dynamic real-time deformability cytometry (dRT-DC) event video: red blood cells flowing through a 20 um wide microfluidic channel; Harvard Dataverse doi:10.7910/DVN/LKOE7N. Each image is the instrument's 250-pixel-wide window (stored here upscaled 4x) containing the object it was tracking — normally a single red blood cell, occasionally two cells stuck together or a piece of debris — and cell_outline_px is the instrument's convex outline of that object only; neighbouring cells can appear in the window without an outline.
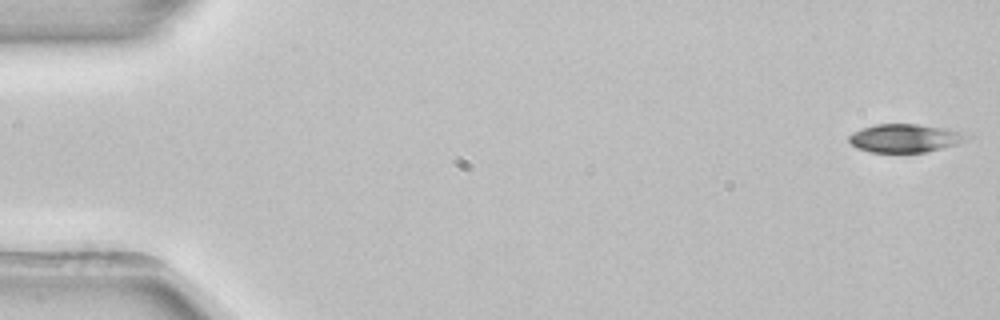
{"species": "common noctule bat (a hibernating species)", "species_latin": "Nyctalus noctula", "temperature_condition": "room temperature", "stored_images_in_passage": 52, "camera_frame_rate_fps": 3000, "um_per_image_px": 0.085, "animal": {"sex": "female", "body_mass_g": 22.7, "forearm_length_mm": 54.2}, "frame": {"image": 1, "passage_image": 1, "time_ms": 0.0, "image_size_px": [1000, 320], "cell_outline_px": [[972, 136], [956, 144], [924, 152], [872, 152], [856, 148], [848, 140], [848, 136], [852, 132], [860, 128], [876, 124], [916, 124], [948, 128], [972, 132]], "centroid_in_image_um": [76.96, 11.72], "position_along_channel_um": 8.0, "area_um2": 19.71}}
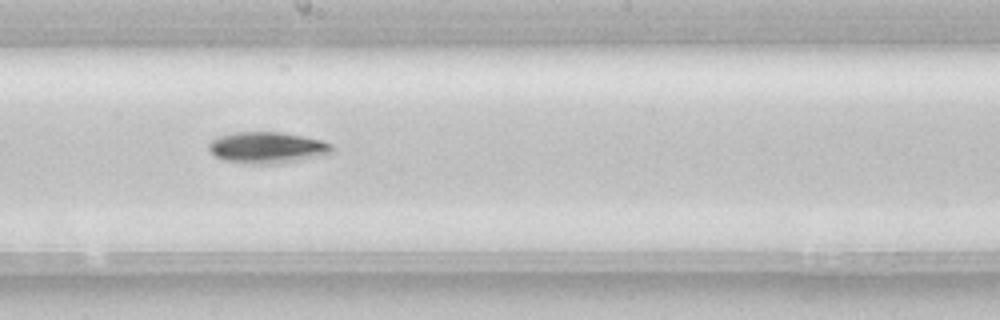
{"frame": {"image": 2, "passage_image": 29, "time_ms": 9.333, "image_size_px": [1000, 320], "cell_outline_px": [[336, 148], [332, 152], [324, 156], [276, 164], [252, 164], [224, 160], [216, 156], [208, 148], [208, 144], [212, 140], [220, 136], [236, 132], [284, 132], [324, 140], [332, 144]], "centroid_in_image_um": [22.8, 12.55], "position_along_channel_um": 225.4, "area_um2": 22.77}}
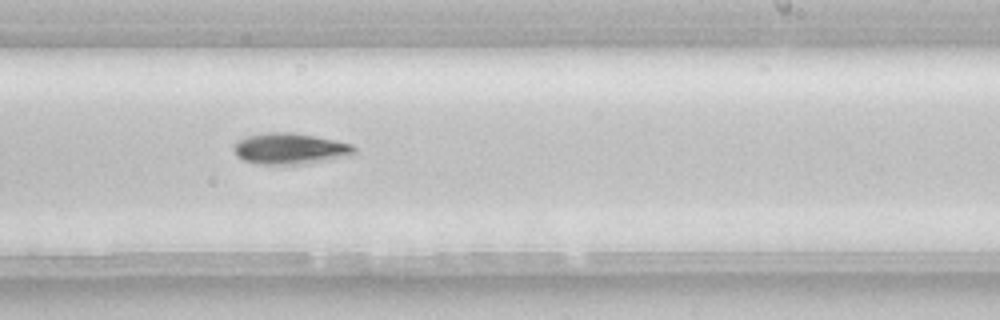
{"frame": {"image": 3, "passage_image": 32, "time_ms": 10.333, "image_size_px": [1000, 320], "cell_outline_px": [[356, 152], [348, 156], [312, 164], [256, 164], [244, 160], [236, 156], [232, 148], [232, 144], [248, 136], [264, 132], [296, 132], [336, 140], [352, 144], [356, 148]], "centroid_in_image_um": [24.67, 12.64], "position_along_channel_um": 264.3, "area_um2": 22.31}, "authors_computed_cell_mechanics": {"area_um2": 20.6635, "velocity_mm_per_s": 3.9305, "shape_relaxation_time_tau1_ms": 1.6682, "shape_relaxation_time_tau2_ms": null, "deformation_change_tau1": 0.1116, "deformation_change_tau2": null}}